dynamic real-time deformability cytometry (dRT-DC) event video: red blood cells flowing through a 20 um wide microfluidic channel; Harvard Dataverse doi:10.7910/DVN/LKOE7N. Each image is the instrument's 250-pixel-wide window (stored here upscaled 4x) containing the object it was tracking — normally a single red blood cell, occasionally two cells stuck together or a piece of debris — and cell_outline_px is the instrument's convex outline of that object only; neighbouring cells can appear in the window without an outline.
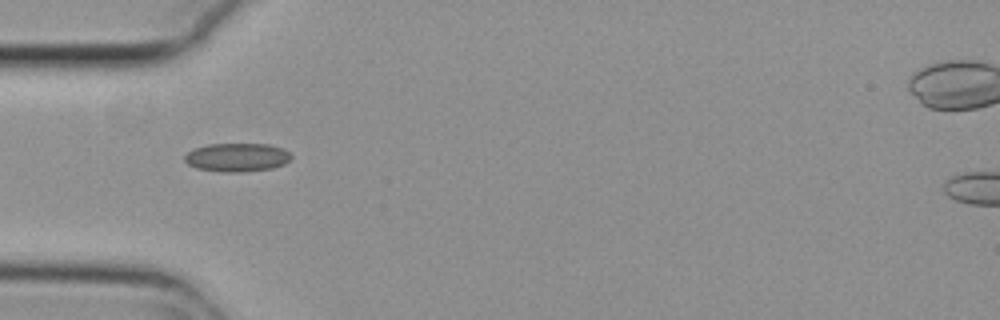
{"species": "common noctule bat (a hibernating species)", "species_latin": "Nyctalus noctula", "temperature_condition": "cold", "stored_images_in_passage": 38, "camera_frame_rate_fps": 3000, "um_per_image_px": 0.085, "animal": {"sex": "female", "body_mass_g": 29.2, "forearm_length_mm": 56.3}, "frame": {"image": 1, "passage_image": 1, "time_ms": 0.0, "image_size_px": [1000, 320], "cell_outline_px": [[292, 156], [284, 164], [272, 168], [244, 172], [220, 172], [196, 168], [188, 164], [184, 160], [184, 156], [188, 152], [196, 148], [208, 144], [268, 144], [284, 148]], "centroid_in_image_um": [20.14, 13.38], "position_along_channel_um": 64.9, "area_um2": 17.74}}
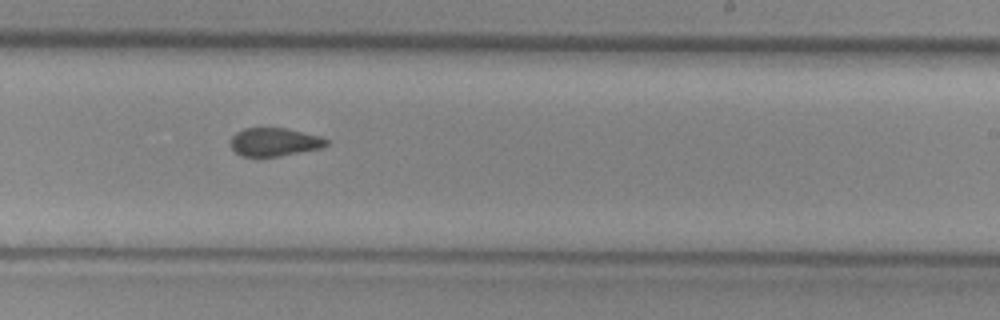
{"frame": {"image": 2, "passage_image": 17, "time_ms": 5.333, "image_size_px": [1000, 320], "cell_outline_px": [[328, 144], [324, 148], [280, 156], [240, 156], [232, 148], [232, 136], [236, 132], [244, 128], [288, 128], [320, 136], [328, 140]], "centroid_in_image_um": [23.37, 12.07], "position_along_channel_um": 265.6, "area_um2": 15.84}}
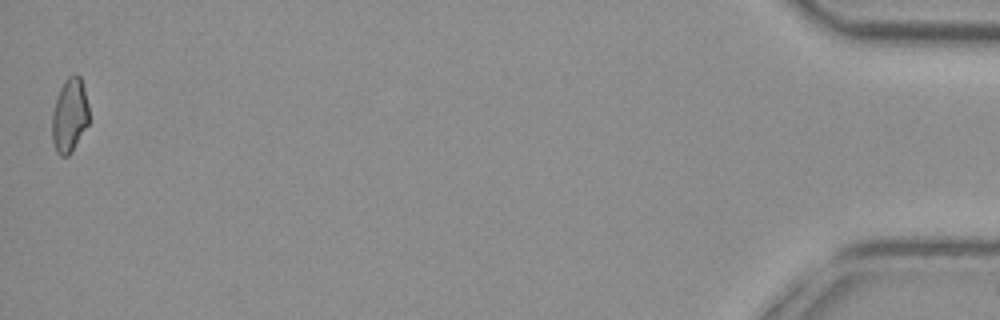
{"frame": {"image": 3, "passage_image": 38, "time_ms": 12.333, "image_size_px": [1000, 320], "cell_outline_px": [[88, 124], [72, 152], [68, 156], [60, 156], [56, 152], [52, 140], [52, 112], [56, 96], [64, 80], [68, 76], [76, 72], [80, 76], [84, 88], [88, 104]], "centroid_in_image_um": [5.9, 9.79], "position_along_channel_um": 429.3, "area_um2": 16.18}, "authors_computed_cell_mechanics": {"area_um2": 16.5308, "velocity_mm_per_s": 3.7812, "shape_relaxation_time_tau1_ms": null, "shape_relaxation_time_tau2_ms": 2.2449, "deformation_change_tau1": null, "deformation_change_tau2": 0.0763}}